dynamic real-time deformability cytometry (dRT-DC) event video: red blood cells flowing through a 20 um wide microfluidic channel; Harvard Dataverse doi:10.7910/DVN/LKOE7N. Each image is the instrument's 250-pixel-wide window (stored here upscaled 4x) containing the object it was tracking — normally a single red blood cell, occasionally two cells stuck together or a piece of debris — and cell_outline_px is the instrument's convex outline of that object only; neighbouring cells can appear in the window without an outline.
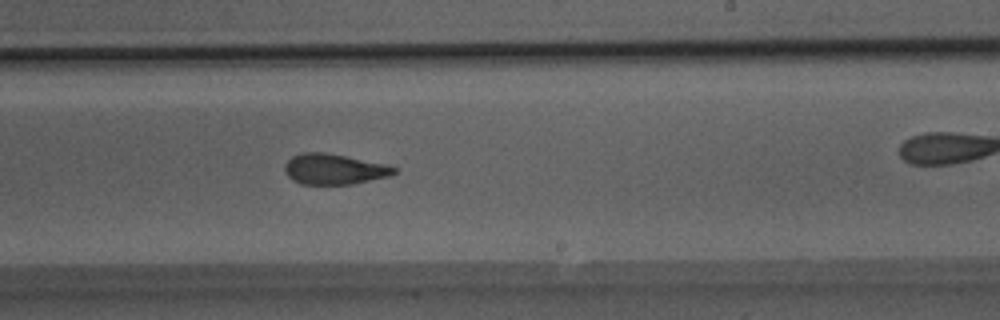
{"species": "Egyptian fruit bat (a non-hibernating species)", "species_latin": "Rousettus aegyptiacus", "temperature_condition": "room temperature", "stored_images_in_passage": 47, "camera_frame_rate_fps": 3000, "um_per_image_px": 0.085, "animal": {"sex": "male"}, "frame": {"image": 1, "passage_image": 27, "time_ms": 8.667, "image_size_px": [1000, 320], "cell_outline_px": [[396, 172], [388, 176], [352, 184], [300, 184], [292, 180], [288, 176], [284, 168], [284, 164], [292, 156], [300, 152], [324, 152], [388, 164], [396, 168]], "centroid_in_image_um": [28.37, 14.37], "position_along_channel_um": 260.6, "area_um2": 19.48}, "authors_computed_cell_mechanics": {"area_um2": 20.3456, "velocity_mm_per_s": 4.1324, "shape_relaxation_time_tau1_ms": 8.4427, "shape_relaxation_time_tau2_ms": 1.8285, "deformation_change_tau1": 0.2175, "deformation_change_tau2": 0.0961}}